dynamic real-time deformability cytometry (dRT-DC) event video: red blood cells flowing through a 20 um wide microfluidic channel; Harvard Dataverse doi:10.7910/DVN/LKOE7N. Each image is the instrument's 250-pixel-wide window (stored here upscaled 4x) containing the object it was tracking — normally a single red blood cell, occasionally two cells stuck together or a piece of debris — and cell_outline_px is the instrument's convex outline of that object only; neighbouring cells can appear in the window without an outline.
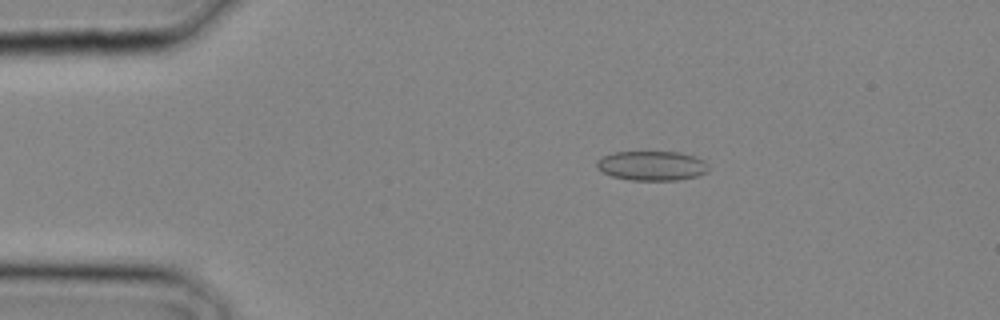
{"species": "common noctule bat (a hibernating species)", "species_latin": "Nyctalus noctula", "temperature_condition": "cold", "stored_images_in_passage": 15, "camera_frame_rate_fps": 3000, "um_per_image_px": 0.085, "animal": {"sex": "male", "body_mass_g": 20.4}, "frame": {"image": 1, "passage_image": 4, "time_ms": 1.0, "image_size_px": [1000, 320], "cell_outline_px": [[708, 172], [696, 176], [676, 180], [632, 180], [612, 176], [596, 168], [596, 160], [604, 156], [616, 152], [680, 152], [704, 160], [708, 164]], "centroid_in_image_um": [55.41, 14.09], "position_along_channel_um": 29.6, "area_um2": 19.13}}
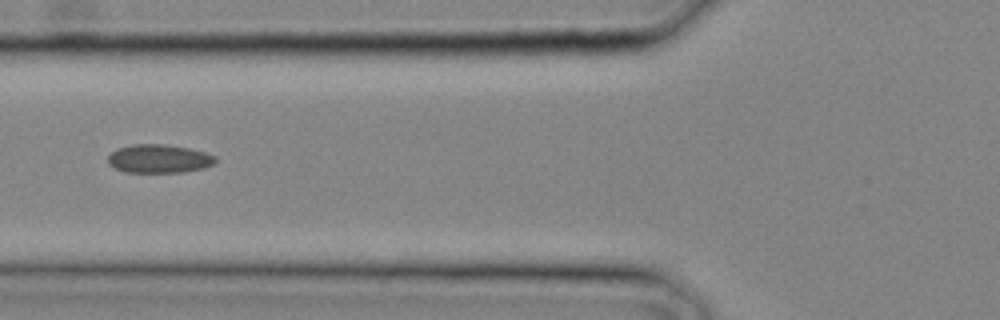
{"frame": {"image": 2, "passage_image": 10, "time_ms": 3.0, "image_size_px": [1000, 320], "cell_outline_px": [[216, 160], [212, 164], [204, 168], [184, 172], [124, 172], [112, 168], [108, 164], [108, 156], [116, 148], [132, 144], [164, 144], [188, 148], [204, 152], [216, 156]], "centroid_in_image_um": [13.47, 13.49], "position_along_channel_um": 112.3, "area_um2": 17.98}}
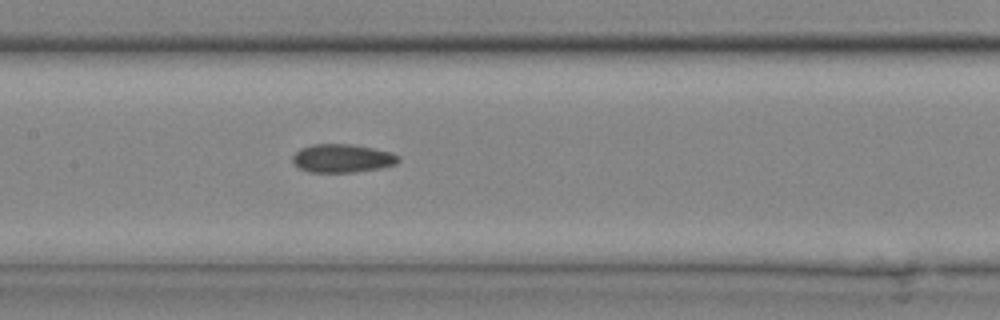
{"frame": {"image": 3, "passage_image": 13, "time_ms": 4.0, "image_size_px": [1000, 320], "cell_outline_px": [[400, 160], [396, 164], [380, 168], [352, 172], [308, 172], [292, 164], [292, 156], [300, 148], [312, 144], [352, 144], [392, 152], [400, 156]], "centroid_in_image_um": [29.08, 13.45], "position_along_channel_um": 178.3, "area_um2": 17.63}}